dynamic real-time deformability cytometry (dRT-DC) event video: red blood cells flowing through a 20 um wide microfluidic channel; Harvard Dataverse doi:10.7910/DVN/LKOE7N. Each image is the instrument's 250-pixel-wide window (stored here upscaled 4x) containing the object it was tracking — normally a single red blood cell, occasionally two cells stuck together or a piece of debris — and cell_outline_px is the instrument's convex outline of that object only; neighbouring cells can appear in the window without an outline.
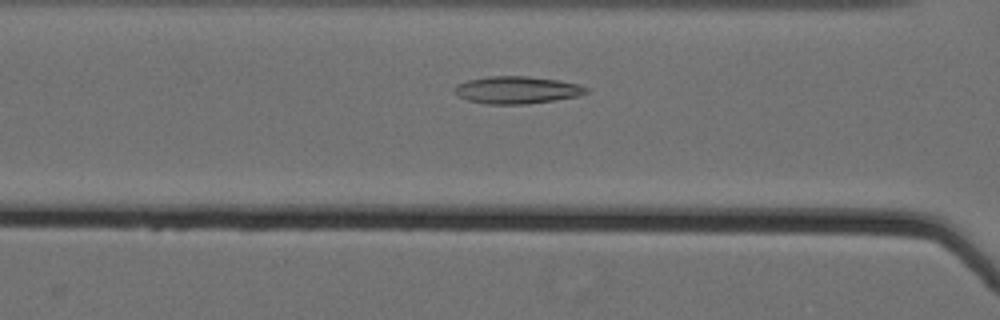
{"species": "Egyptian fruit bat (a non-hibernating species)", "species_latin": "Rousettus aegyptiacus", "temperature_condition": "cold", "stored_images_in_passage": 29, "camera_frame_rate_fps": 3000, "um_per_image_px": 0.085, "animal": {"sex": "female"}, "frame": {"image": 1, "passage_image": 15, "time_ms": 4.667, "image_size_px": [1000, 320], "cell_outline_px": [[592, 88], [588, 92], [576, 96], [556, 100], [528, 104], [488, 104], [468, 100], [456, 96], [452, 92], [452, 88], [456, 84], [468, 80], [488, 76], [528, 76], [560, 80], [580, 84]], "centroid_in_image_um": [43.93, 7.64], "position_along_channel_um": 122.7, "area_um2": 21.39}}
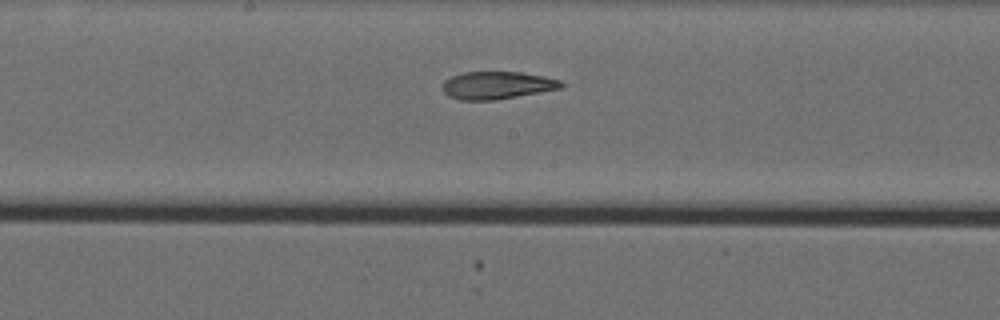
{"frame": {"image": 2, "passage_image": 22, "time_ms": 7.0, "image_size_px": [1000, 320], "cell_outline_px": [[564, 88], [496, 100], [460, 100], [448, 96], [440, 88], [444, 80], [452, 76], [464, 72], [520, 72], [544, 76], [560, 80], [564, 84]], "centroid_in_image_um": [42.24, 7.25], "position_along_channel_um": 206.0, "area_um2": 19.31}}
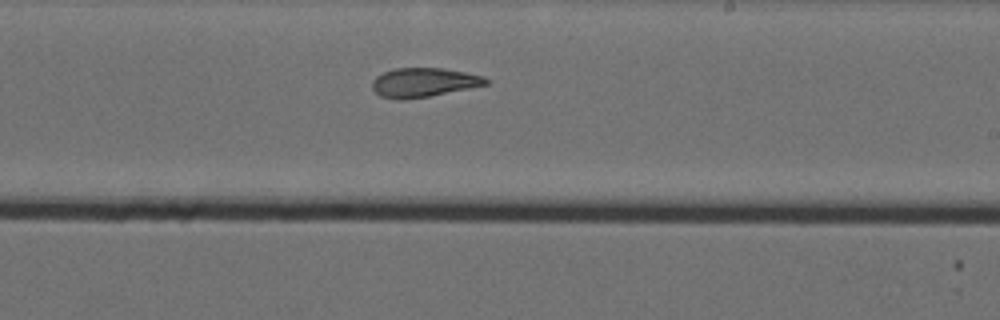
{"frame": {"image": 3, "passage_image": 26, "time_ms": 8.333, "image_size_px": [1000, 320], "cell_outline_px": [[488, 84], [428, 96], [400, 100], [396, 100], [380, 96], [372, 88], [372, 80], [376, 76], [384, 72], [396, 68], [444, 68], [484, 76], [488, 80]], "centroid_in_image_um": [35.97, 7.0], "position_along_channel_um": 253.0, "area_um2": 19.13}}